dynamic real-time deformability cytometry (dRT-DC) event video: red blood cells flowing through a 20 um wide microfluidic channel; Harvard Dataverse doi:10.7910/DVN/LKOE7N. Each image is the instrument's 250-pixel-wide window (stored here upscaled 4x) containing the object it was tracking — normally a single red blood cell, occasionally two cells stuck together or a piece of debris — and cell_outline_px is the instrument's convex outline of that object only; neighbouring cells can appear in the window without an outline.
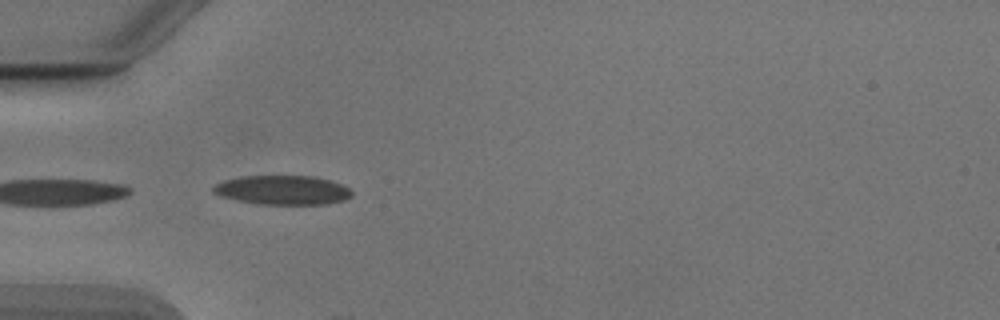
{"species": "Egyptian fruit bat (a non-hibernating species)", "species_latin": "Rousettus aegyptiacus", "temperature_condition": "cold", "stored_images_in_passage": 8, "camera_frame_rate_fps": 3000, "um_per_image_px": 0.085, "animal": {"sex": "male"}, "frame": {"image": 1, "passage_image": 7, "time_ms": 2.0, "image_size_px": [1000, 320], "cell_outline_px": [[352, 196], [344, 200], [328, 204], [256, 204], [236, 200], [220, 196], [212, 192], [212, 188], [216, 184], [224, 180], [240, 176], [316, 176], [340, 184], [348, 188], [352, 192]], "centroid_in_image_um": [23.99, 16.16], "position_along_channel_um": 61.0, "area_um2": 23.64}}